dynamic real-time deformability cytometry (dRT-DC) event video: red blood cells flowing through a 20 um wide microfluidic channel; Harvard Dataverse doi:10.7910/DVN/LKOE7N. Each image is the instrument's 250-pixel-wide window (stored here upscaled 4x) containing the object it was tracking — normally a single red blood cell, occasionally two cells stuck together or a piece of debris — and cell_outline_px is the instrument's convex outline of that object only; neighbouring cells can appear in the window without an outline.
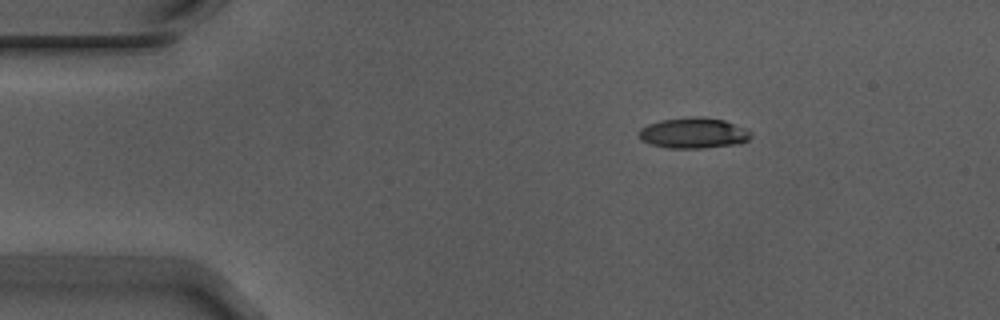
{"species": "Egyptian fruit bat (a non-hibernating species)", "species_latin": "Rousettus aegyptiacus", "temperature_condition": "warm", "stored_images_in_passage": 47, "camera_frame_rate_fps": 3000, "um_per_image_px": 0.085, "animal": {"sex": "male"}, "frame": {"image": 1, "passage_image": 1, "time_ms": 0.0, "image_size_px": [1000, 320], "cell_outline_px": [[752, 136], [748, 140], [740, 144], [704, 148], [668, 148], [648, 144], [640, 140], [636, 136], [636, 132], [640, 128], [648, 124], [660, 120], [696, 116], [704, 116], [724, 120], [744, 128], [752, 132]], "centroid_in_image_um": [58.9, 11.31], "position_along_channel_um": 26.1, "area_um2": 20.46}}
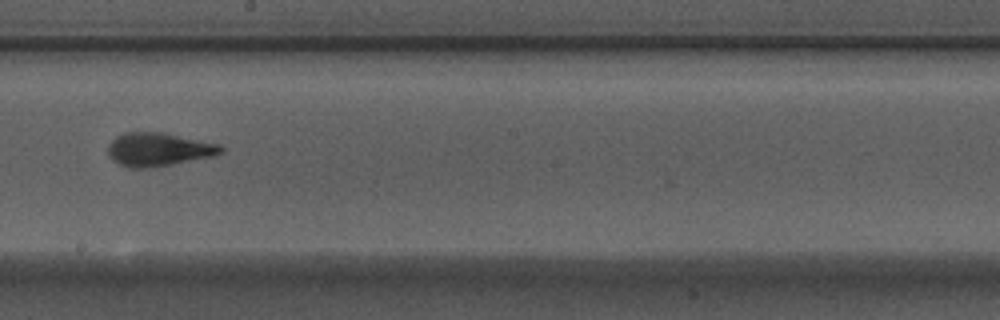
{"frame": {"image": 2, "passage_image": 23, "time_ms": 7.333, "image_size_px": [1000, 320], "cell_outline_px": [[224, 152], [212, 156], [172, 164], [148, 168], [128, 168], [116, 164], [108, 156], [108, 144], [116, 136], [124, 132], [160, 132], [220, 144], [224, 148]], "centroid_in_image_um": [13.43, 12.71], "position_along_channel_um": 234.8, "area_um2": 22.08}}
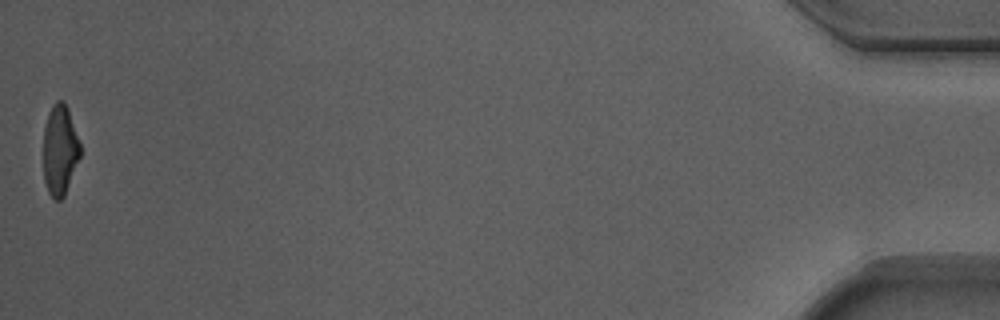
{"frame": {"image": 3, "passage_image": 47, "time_ms": 15.333, "image_size_px": [1000, 320], "cell_outline_px": [[80, 156], [64, 196], [60, 200], [56, 200], [48, 192], [44, 180], [44, 128], [48, 112], [52, 104], [56, 100], [64, 100], [68, 108], [80, 144]], "centroid_in_image_um": [5.08, 12.71], "position_along_channel_um": 430.1, "area_um2": 19.31}, "authors_computed_cell_mechanics": {"area_um2": 20.7502, "velocity_mm_per_s": 3.7369, "shape_relaxation_time_tau1_ms": 5.2299, "shape_relaxation_time_tau2_ms": 1.5624, "deformation_change_tau1": 0.2026, "deformation_change_tau2": 0.1033}}